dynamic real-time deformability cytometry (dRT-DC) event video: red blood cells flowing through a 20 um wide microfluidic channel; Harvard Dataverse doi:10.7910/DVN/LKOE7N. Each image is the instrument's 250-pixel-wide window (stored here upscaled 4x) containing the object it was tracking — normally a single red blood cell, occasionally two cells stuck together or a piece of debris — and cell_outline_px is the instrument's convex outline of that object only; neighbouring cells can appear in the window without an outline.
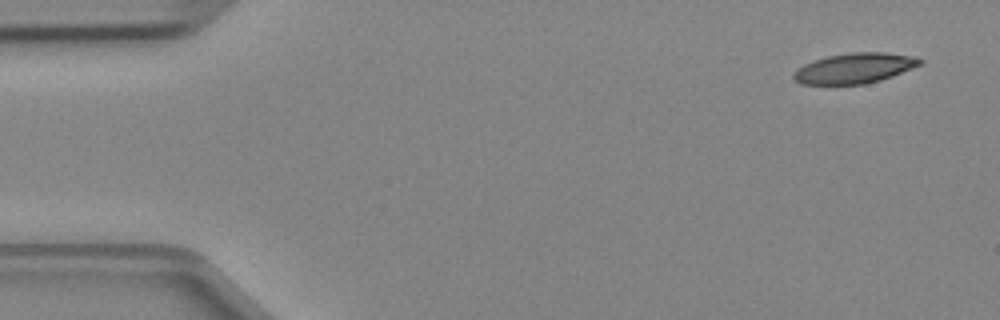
{"species": "Egyptian fruit bat (a non-hibernating species)", "species_latin": "Rousettus aegyptiacus", "temperature_condition": "cold", "stored_images_in_passage": 3, "camera_frame_rate_fps": 3000, "um_per_image_px": 0.085, "animal": {"sex": "female"}, "frame": {"image": 1, "passage_image": 1, "time_ms": 0.0, "image_size_px": [1000, 320], "cell_outline_px": [[924, 60], [920, 64], [912, 68], [892, 76], [880, 80], [864, 84], [800, 84], [792, 80], [792, 72], [804, 64], [828, 56], [852, 52], [884, 52], [916, 56]], "centroid_in_image_um": [72.62, 5.8], "position_along_channel_um": 12.4, "area_um2": 22.31}}